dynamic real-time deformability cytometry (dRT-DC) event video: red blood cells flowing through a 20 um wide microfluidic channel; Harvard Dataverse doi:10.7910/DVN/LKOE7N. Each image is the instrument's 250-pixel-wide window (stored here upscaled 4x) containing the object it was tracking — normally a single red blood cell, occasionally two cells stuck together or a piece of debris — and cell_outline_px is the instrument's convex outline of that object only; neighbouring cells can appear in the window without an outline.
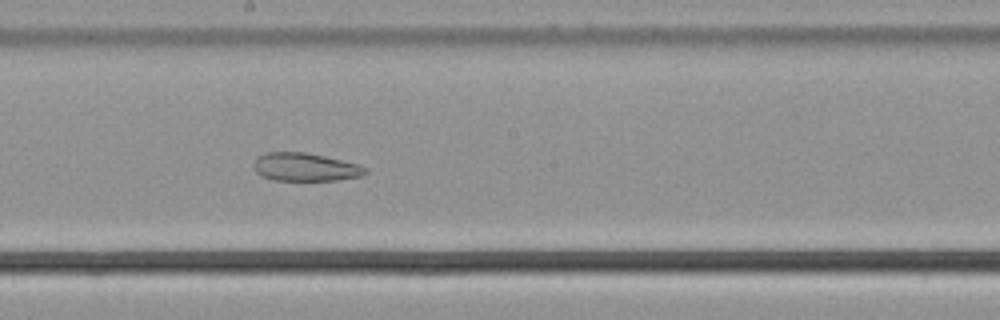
{"species": "common noctule bat (a hibernating species)", "species_latin": "Nyctalus noctula", "temperature_condition": "cold", "stored_images_in_passage": 57, "camera_frame_rate_fps": 3000, "um_per_image_px": 0.085, "animal": {"sex": "male", "body_mass_g": 21.5, "forearm_length_mm": 52.0}, "frame": {"image": 1, "passage_image": 33, "time_ms": 10.667, "image_size_px": [1000, 320], "cell_outline_px": [[368, 172], [360, 176], [336, 180], [272, 180], [260, 176], [256, 172], [252, 164], [256, 156], [268, 152], [304, 152], [324, 156], [356, 164], [368, 168]], "centroid_in_image_um": [25.88, 14.2], "position_along_channel_um": 222.3, "area_um2": 18.32}, "authors_computed_cell_mechanics": {"area_um2": 28.7266, "velocity_mm_per_s": 3.7427, "shape_relaxation_time_tau1_ms": null, "shape_relaxation_time_tau2_ms": 3.6222, "deformation_change_tau1": null, "deformation_change_tau2": 0.1038}}